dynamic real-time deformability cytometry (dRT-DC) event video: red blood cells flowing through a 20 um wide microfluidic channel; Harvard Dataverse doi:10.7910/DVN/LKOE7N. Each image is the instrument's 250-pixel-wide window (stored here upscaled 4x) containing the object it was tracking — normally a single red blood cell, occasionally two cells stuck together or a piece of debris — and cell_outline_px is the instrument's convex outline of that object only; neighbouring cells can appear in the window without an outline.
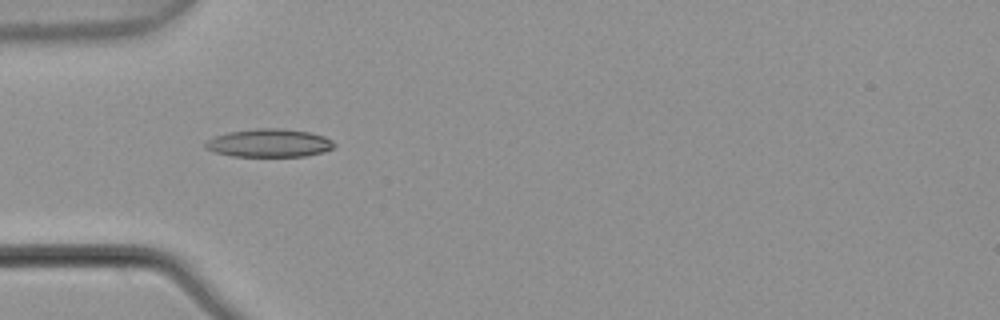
{"species": "common noctule bat (a hibernating species)", "species_latin": "Nyctalus noctula", "temperature_condition": "warm", "stored_images_in_passage": 5, "camera_frame_rate_fps": 3000, "um_per_image_px": 0.085, "animal": {"sex": "male", "body_mass_g": 21.5, "forearm_length_mm": 52.0}, "frame": {"image": 1, "passage_image": 4, "time_ms": 1.0, "image_size_px": [1000, 320], "cell_outline_px": [[336, 144], [332, 148], [324, 152], [304, 156], [232, 156], [216, 152], [204, 148], [204, 144], [212, 136], [228, 132], [256, 128], [280, 128], [308, 132], [324, 136], [332, 140]], "centroid_in_image_um": [22.86, 12.15], "position_along_channel_um": 62.1, "area_um2": 21.15}}
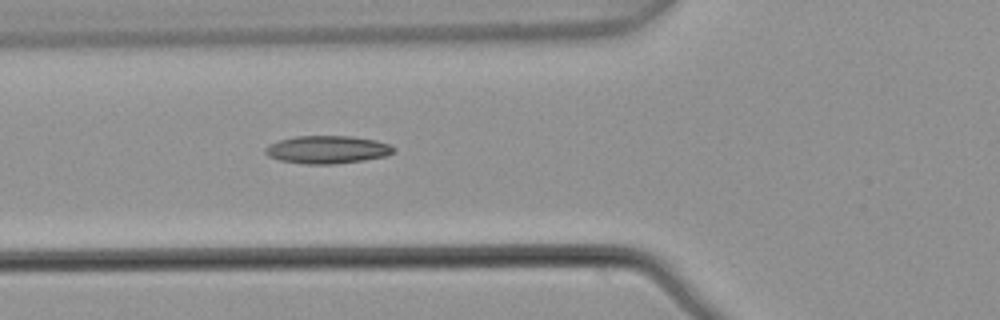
{"frame": {"image": 2, "passage_image": 5, "time_ms": 1.333, "image_size_px": [1000, 320], "cell_outline_px": [[396, 148], [388, 156], [364, 160], [332, 164], [304, 164], [280, 160], [268, 156], [264, 152], [264, 148], [280, 140], [296, 136], [352, 136], [376, 140], [388, 144]], "centroid_in_image_um": [27.84, 12.72], "position_along_channel_um": 98.0, "area_um2": 20.75}}